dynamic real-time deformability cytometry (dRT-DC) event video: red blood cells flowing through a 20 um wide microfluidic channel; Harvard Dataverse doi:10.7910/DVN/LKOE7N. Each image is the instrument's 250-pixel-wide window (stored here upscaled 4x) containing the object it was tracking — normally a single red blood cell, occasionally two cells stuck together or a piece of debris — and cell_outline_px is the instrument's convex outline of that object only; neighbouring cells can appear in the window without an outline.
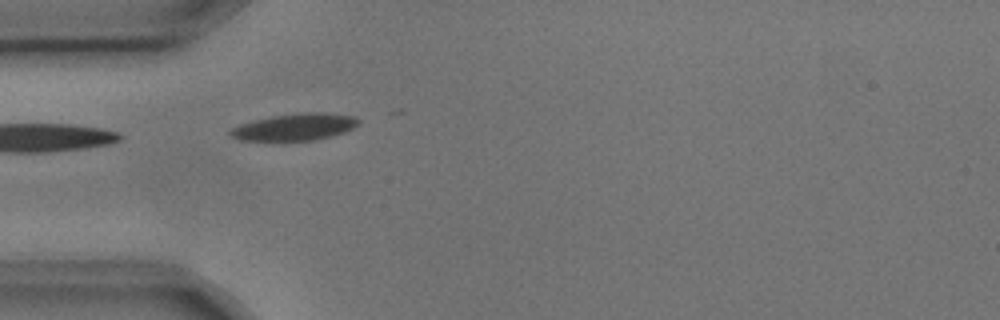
{"species": "common noctule bat (a hibernating species)", "species_latin": "Nyctalus noctula", "temperature_condition": "cold", "stored_images_in_passage": 3, "camera_frame_rate_fps": 3000, "um_per_image_px": 0.085, "animal": {"sex": "male", "body_mass_g": 17.9, "forearm_length_mm": 54.2}, "frame": {"image": 1, "passage_image": 2, "time_ms": 0.333, "image_size_px": [1000, 320], "cell_outline_px": [[360, 120], [352, 128], [344, 132], [312, 140], [272, 144], [240, 140], [228, 136], [228, 132], [232, 128], [240, 124], [272, 116], [300, 112], [324, 112], [356, 116]], "centroid_in_image_um": [24.95, 10.84], "position_along_channel_um": 60.0, "area_um2": 20.92}}